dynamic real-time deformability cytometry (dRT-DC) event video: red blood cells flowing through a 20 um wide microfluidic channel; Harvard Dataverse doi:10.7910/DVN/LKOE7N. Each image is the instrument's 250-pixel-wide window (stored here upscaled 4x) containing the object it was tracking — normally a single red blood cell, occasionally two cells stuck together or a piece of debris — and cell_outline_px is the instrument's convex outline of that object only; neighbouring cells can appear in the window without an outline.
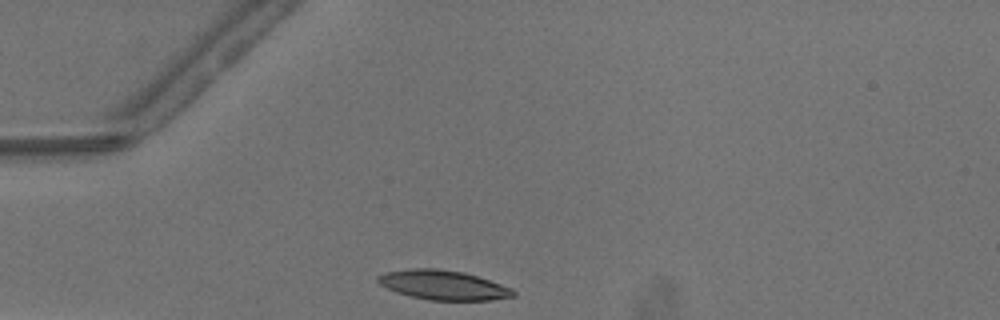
{"species": "common noctule bat (a hibernating species)", "species_latin": "Nyctalus noctula", "temperature_condition": "warm", "stored_images_in_passage": 25, "camera_frame_rate_fps": 3000, "um_per_image_px": 0.085, "animal": {"sex": "male", "body_mass_g": 13.3}, "frame": {"image": 1, "passage_image": 1, "time_ms": 0.0, "image_size_px": [1000, 320], "cell_outline_px": [[516, 296], [492, 300], [428, 300], [396, 292], [380, 284], [376, 280], [376, 276], [384, 272], [412, 268], [436, 268], [464, 272], [512, 288], [516, 292]], "centroid_in_image_um": [37.66, 24.22], "position_along_channel_um": 47.3, "area_um2": 23.24}}
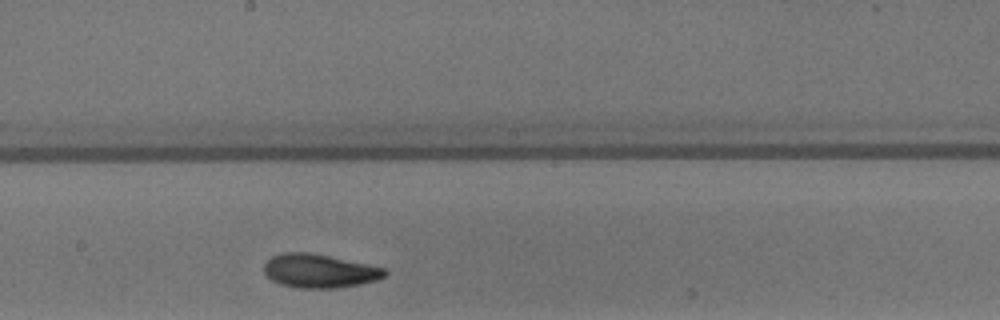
{"frame": {"image": 2, "passage_image": 15, "time_ms": 4.667, "image_size_px": [1000, 320], "cell_outline_px": [[388, 272], [384, 276], [376, 280], [336, 288], [296, 288], [280, 284], [272, 280], [264, 272], [264, 264], [272, 256], [280, 252], [308, 252], [328, 256], [384, 268]], "centroid_in_image_um": [27.09, 23.03], "position_along_channel_um": 221.1, "area_um2": 23.41}}
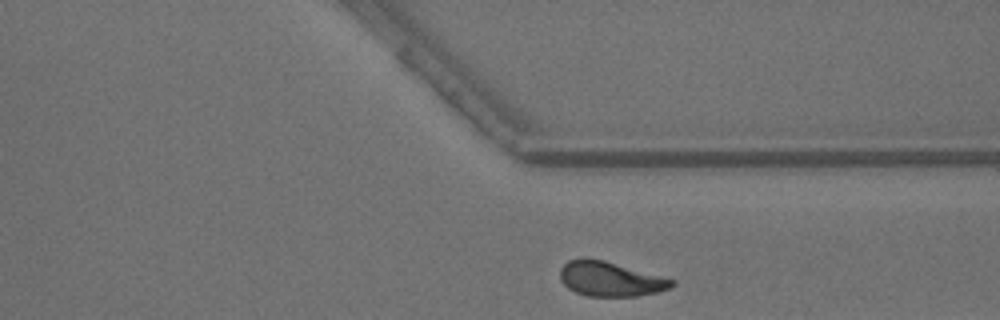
{"frame": {"image": 3, "passage_image": 25, "time_ms": 8.0, "image_size_px": [1000, 320], "cell_outline_px": [[676, 284], [672, 288], [656, 292], [636, 296], [588, 296], [576, 292], [568, 288], [560, 280], [560, 268], [568, 260], [584, 256], [604, 260], [676, 280]], "centroid_in_image_um": [51.86, 23.69], "position_along_channel_um": 359.5, "area_um2": 22.77}}